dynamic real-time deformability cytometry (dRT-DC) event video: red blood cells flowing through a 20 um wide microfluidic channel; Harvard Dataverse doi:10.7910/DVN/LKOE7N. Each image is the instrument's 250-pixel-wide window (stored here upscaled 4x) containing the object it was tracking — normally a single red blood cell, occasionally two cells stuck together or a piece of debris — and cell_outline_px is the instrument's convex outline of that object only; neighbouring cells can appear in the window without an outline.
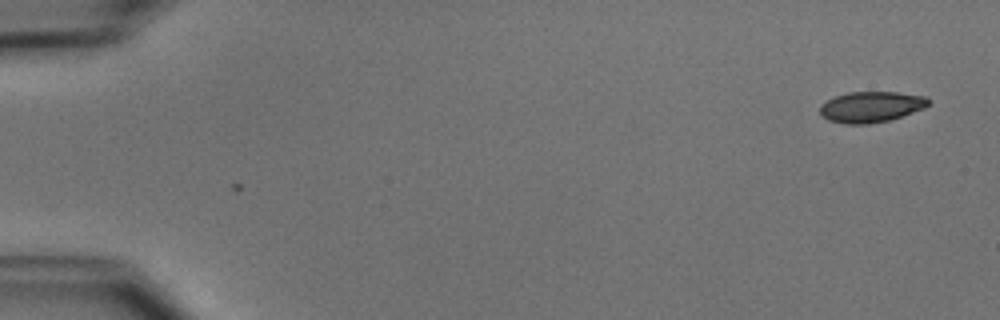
{"species": "common noctule bat (a hibernating species)", "species_latin": "Nyctalus noctula", "temperature_condition": "cold", "stored_images_in_passage": 5, "camera_frame_rate_fps": 3000, "um_per_image_px": 0.085, "animal": {"sex": "male", "body_mass_g": 15.6}, "frame": {"image": 1, "passage_image": 5, "time_ms": 1.333, "image_size_px": [1000, 320], "cell_outline_px": [[928, 104], [924, 108], [888, 120], [868, 124], [844, 124], [828, 120], [820, 112], [820, 104], [836, 96], [848, 92], [896, 92], [928, 96]], "centroid_in_image_um": [74.03, 9.08], "position_along_channel_um": 11.0, "area_um2": 19.31}}